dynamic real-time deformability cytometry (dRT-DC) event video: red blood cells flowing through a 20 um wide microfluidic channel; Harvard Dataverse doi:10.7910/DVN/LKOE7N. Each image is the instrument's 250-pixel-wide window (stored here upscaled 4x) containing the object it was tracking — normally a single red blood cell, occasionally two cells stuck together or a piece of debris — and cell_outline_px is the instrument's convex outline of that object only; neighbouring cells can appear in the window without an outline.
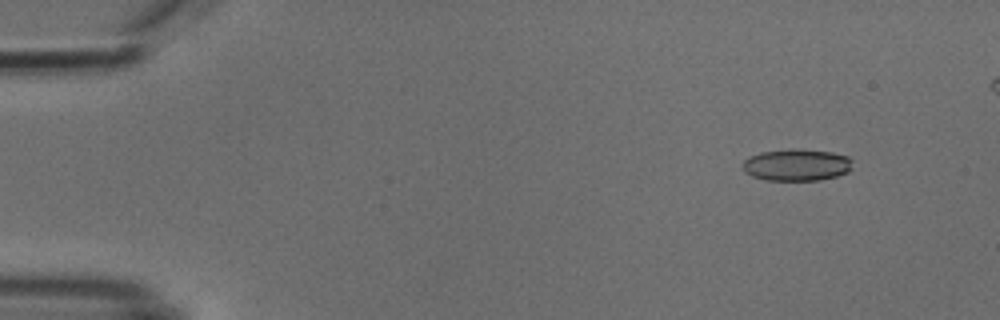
{"species": "common noctule bat (a hibernating species)", "species_latin": "Nyctalus noctula", "temperature_condition": "cold", "stored_images_in_passage": 5, "camera_frame_rate_fps": 3000, "um_per_image_px": 0.085, "animal": {"sex": "male", "body_mass_g": 18.8}, "frame": {"image": 1, "passage_image": 1, "time_ms": 0.0, "image_size_px": [1000, 320], "cell_outline_px": [[852, 168], [848, 172], [836, 176], [820, 180], [768, 180], [752, 176], [744, 172], [740, 164], [748, 156], [760, 152], [788, 148], [792, 148], [832, 152], [848, 156], [852, 160]], "centroid_in_image_um": [67.68, 14.0], "position_along_channel_um": 17.3, "area_um2": 20.75}}
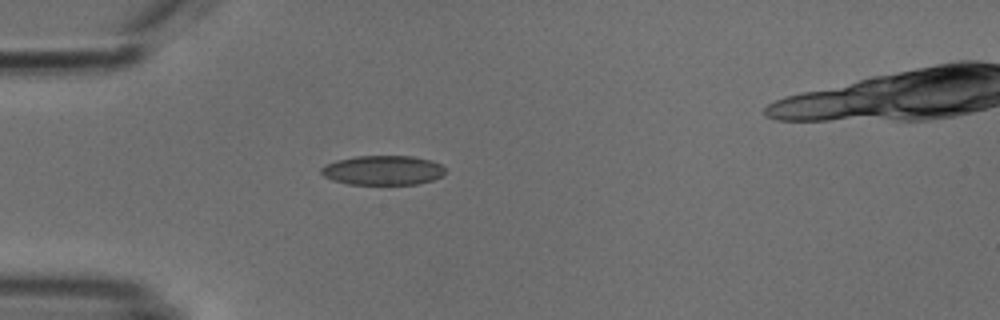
{"frame": {"image": 2, "passage_image": 4, "time_ms": 3.333, "image_size_px": [1000, 320], "cell_outline_px": [[444, 172], [440, 176], [432, 180], [416, 184], [348, 184], [332, 180], [324, 176], [320, 172], [320, 168], [336, 160], [356, 156], [412, 156], [432, 160], [440, 164], [444, 168]], "centroid_in_image_um": [32.53, 14.47], "position_along_channel_um": 52.5, "area_um2": 21.21}}